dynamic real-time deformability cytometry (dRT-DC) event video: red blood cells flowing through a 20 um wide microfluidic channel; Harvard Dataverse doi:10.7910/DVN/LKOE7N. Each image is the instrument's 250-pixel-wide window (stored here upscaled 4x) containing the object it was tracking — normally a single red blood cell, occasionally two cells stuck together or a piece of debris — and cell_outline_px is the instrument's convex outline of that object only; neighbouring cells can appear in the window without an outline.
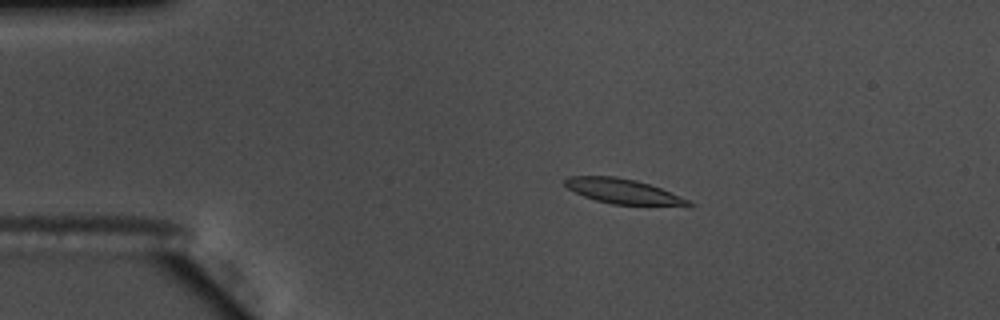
{"species": "common noctule bat (a hibernating species)", "species_latin": "Nyctalus noctula", "temperature_condition": "warm", "stored_images_in_passage": 57, "camera_frame_rate_fps": 3000, "um_per_image_px": 0.085, "animal": {"sex": "male", "body_mass_g": 17.5, "forearm_length_mm": 52.3}, "frame": {"image": 1, "passage_image": 12, "time_ms": 3.667, "image_size_px": [1000, 320], "cell_outline_px": [[696, 204], [692, 208], [688, 208], [612, 204], [596, 200], [584, 196], [568, 188], [564, 184], [564, 180], [568, 176], [616, 176], [636, 180], [660, 188], [688, 200]], "centroid_in_image_um": [53.09, 16.31], "position_along_channel_um": 31.9, "area_um2": 18.44}}
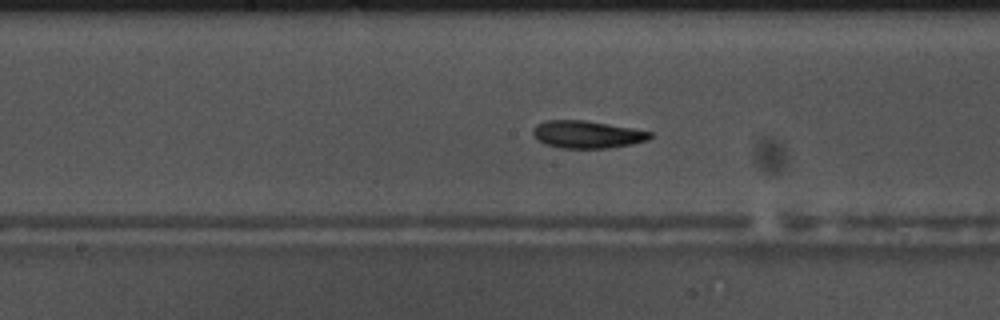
{"frame": {"image": 2, "passage_image": 30, "time_ms": 9.667, "image_size_px": [1000, 320], "cell_outline_px": [[656, 136], [648, 140], [632, 144], [608, 148], [560, 148], [544, 144], [532, 132], [532, 128], [536, 124], [548, 120], [584, 120], [632, 128], [652, 132]], "centroid_in_image_um": [49.94, 11.43], "position_along_channel_um": 198.3, "area_um2": 18.79}}
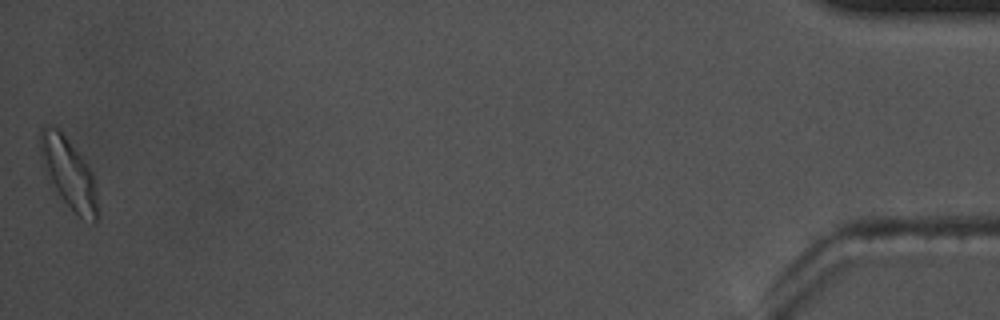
{"frame": {"image": 3, "passage_image": 57, "time_ms": 18.667, "image_size_px": [1000, 320], "cell_outline_px": [[100, 216], [92, 224], [80, 216], [60, 196], [48, 180], [40, 156], [40, 128], [56, 128], [64, 136], [84, 160], [92, 172], [96, 188], [100, 212]], "centroid_in_image_um": [5.88, 14.8], "position_along_channel_um": 429.3, "area_um2": 23.18}, "authors_computed_cell_mechanics": {"area_um2": 18.4382, "velocity_mm_per_s": 3.6293, "shape_relaxation_time_tau1_ms": 3.174, "shape_relaxation_time_tau2_ms": 3.1865, "deformation_change_tau1": 0.1644, "deformation_change_tau2": 0.1046}}